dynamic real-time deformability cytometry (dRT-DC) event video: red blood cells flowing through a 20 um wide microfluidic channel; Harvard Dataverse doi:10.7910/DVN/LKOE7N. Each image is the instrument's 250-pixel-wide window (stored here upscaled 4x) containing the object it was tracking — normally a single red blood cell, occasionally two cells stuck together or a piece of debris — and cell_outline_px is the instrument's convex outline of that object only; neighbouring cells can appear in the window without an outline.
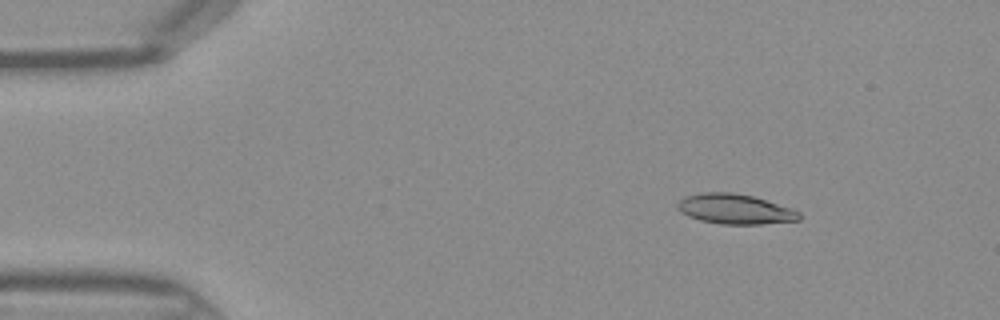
{"species": "Egyptian fruit bat (a non-hibernating species)", "species_latin": "Rousettus aegyptiacus", "temperature_condition": "warm", "stored_images_in_passage": 42, "segment_of_instrument_passage": [1, 2], "camera_frame_rate_fps": 3000, "um_per_image_px": 0.085, "frame": {"image": 1, "passage_image": 2, "time_ms": 0.333, "image_size_px": [1000, 320], "cell_outline_px": [[800, 220], [760, 224], [720, 224], [700, 220], [688, 216], [680, 212], [676, 208], [676, 204], [684, 196], [700, 192], [732, 192], [752, 196], [792, 208], [800, 212]], "centroid_in_image_um": [62.44, 17.76], "position_along_channel_um": 22.6, "area_um2": 21.39}}
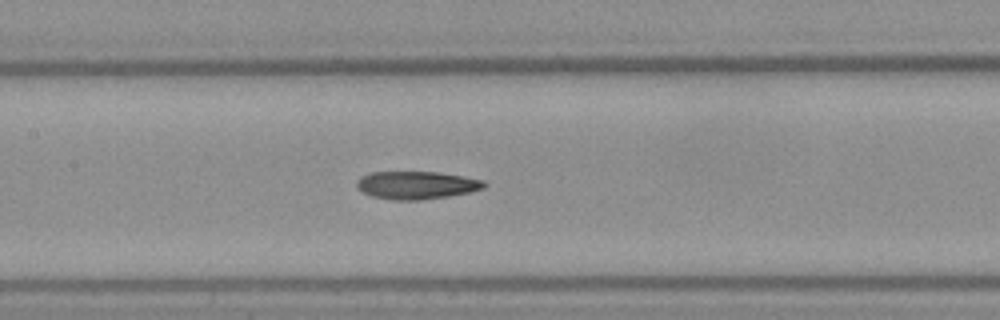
{"frame": {"image": 2, "passage_image": 17, "time_ms": 5.333, "image_size_px": [1000, 320], "cell_outline_px": [[488, 184], [484, 188], [468, 192], [448, 196], [420, 200], [392, 200], [372, 196], [356, 188], [356, 180], [360, 176], [372, 172], [440, 172], [464, 176], [484, 180]], "centroid_in_image_um": [35.4, 15.73], "position_along_channel_um": 172.0, "area_um2": 20.81}}
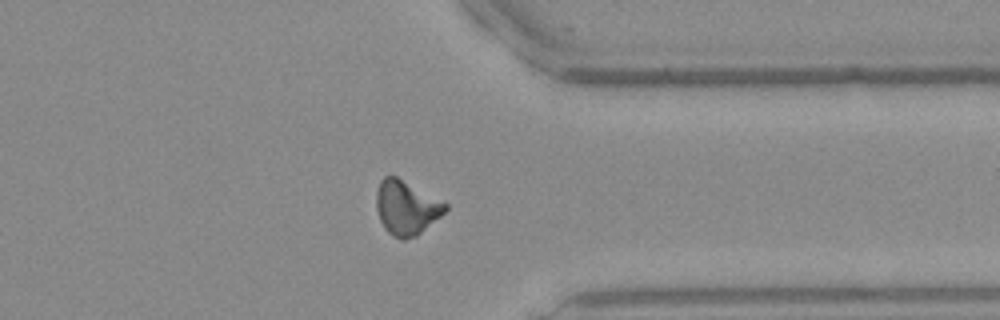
{"frame": {"image": 3, "passage_image": 31, "time_ms": 10.0, "image_size_px": [1000, 320], "cell_outline_px": [[448, 208], [440, 216], [416, 236], [404, 240], [400, 240], [392, 236], [384, 228], [380, 220], [376, 208], [376, 192], [380, 180], [384, 176], [396, 176], [448, 204]], "centroid_in_image_um": [34.51, 17.66], "position_along_channel_um": 376.9, "area_um2": 21.68}}